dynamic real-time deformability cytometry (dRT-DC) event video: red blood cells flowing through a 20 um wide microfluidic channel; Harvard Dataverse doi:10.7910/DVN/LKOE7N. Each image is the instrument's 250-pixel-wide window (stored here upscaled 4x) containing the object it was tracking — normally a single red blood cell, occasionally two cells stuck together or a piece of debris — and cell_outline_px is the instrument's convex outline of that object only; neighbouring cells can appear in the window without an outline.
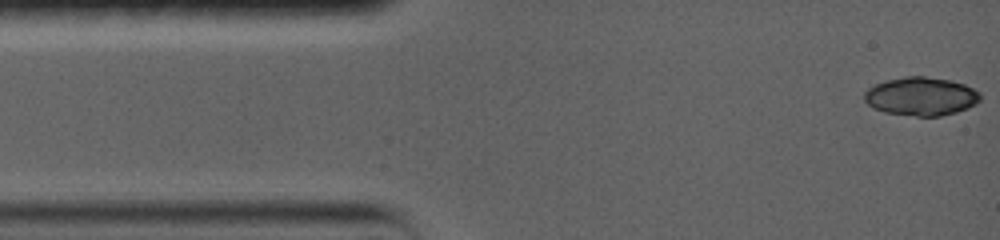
{"species": "common noctule bat (a hibernating species)", "species_latin": "Nyctalus noctula", "temperature_condition": "warm", "stored_images_in_passage": 8, "camera_frame_rate_fps": 5000, "um_per_image_px": 0.085, "animal": {"sex": "female", "body_mass_g": 19.0, "forearm_length_mm": 56.7}, "frame": {"image": 1, "passage_image": 1, "time_ms": 0.0, "image_size_px": [1000, 240], "cell_outline_px": [[980, 100], [976, 104], [968, 108], [956, 112], [940, 116], [916, 116], [884, 112], [872, 108], [864, 100], [864, 92], [868, 88], [876, 84], [888, 80], [904, 76], [924, 76], [948, 80], [964, 84], [980, 92]], "centroid_in_image_um": [78.28, 8.19], "position_along_channel_um": 6.7, "area_um2": 25.95}}
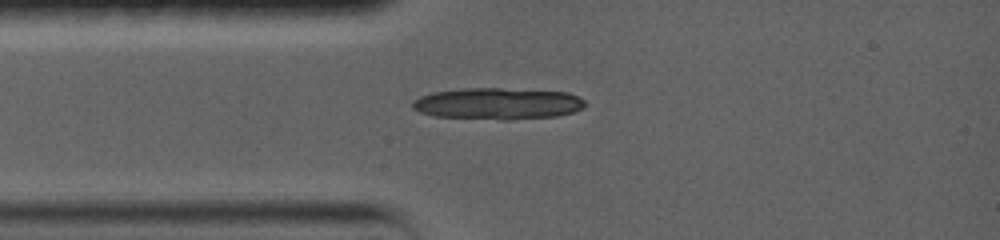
{"frame": {"image": 2, "passage_image": 8, "time_ms": 3.0, "image_size_px": [1000, 240], "cell_outline_px": [[584, 108], [572, 112], [556, 116], [508, 120], [500, 120], [436, 116], [420, 112], [412, 108], [412, 100], [420, 96], [432, 92], [460, 88], [500, 88], [568, 92], [584, 100]], "centroid_in_image_um": [42.27, 8.8], "position_along_channel_um": 42.7, "area_um2": 31.91}}